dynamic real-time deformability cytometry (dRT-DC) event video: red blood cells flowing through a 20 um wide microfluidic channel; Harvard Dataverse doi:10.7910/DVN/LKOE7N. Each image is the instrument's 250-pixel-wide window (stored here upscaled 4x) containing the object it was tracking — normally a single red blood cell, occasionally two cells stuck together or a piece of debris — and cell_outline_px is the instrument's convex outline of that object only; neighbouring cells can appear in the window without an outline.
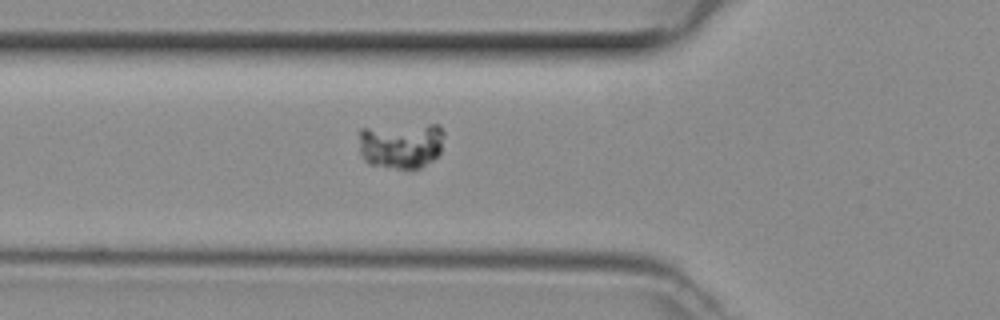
{"species": "common noctule bat (a hibernating species)", "species_latin": "Nyctalus noctula", "temperature_condition": "room temperature", "stored_images_in_passage": 35, "camera_frame_rate_fps": 3000, "um_per_image_px": 0.085, "animal": {"sex": "female", "body_mass_g": 29.2, "forearm_length_mm": 56.3}, "frame": {"image": 1, "passage_image": 6, "time_ms": 1.667, "image_size_px": [1000, 320], "cell_outline_px": [[444, 136], [440, 152], [432, 160], [420, 168], [412, 172], [368, 164], [364, 160], [360, 152], [360, 128], [428, 124], [440, 124], [444, 132]], "centroid_in_image_um": [34.11, 12.38], "position_along_channel_um": 91.7, "area_um2": 23.47}}
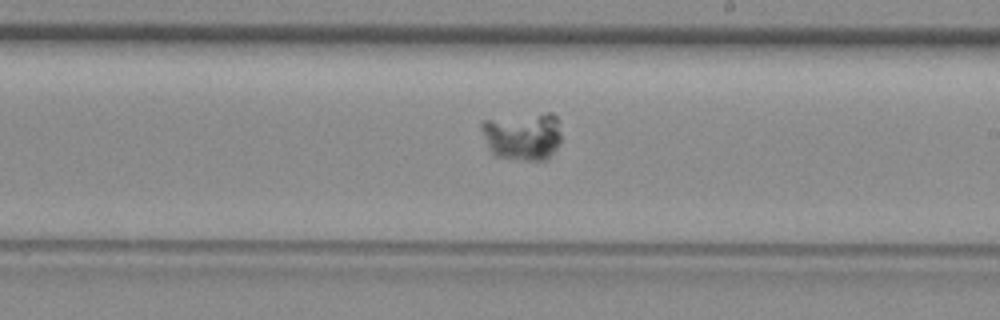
{"frame": {"image": 2, "passage_image": 17, "time_ms": 5.333, "image_size_px": [1000, 320], "cell_outline_px": [[560, 144], [548, 160], [524, 160], [496, 156], [488, 148], [480, 128], [480, 124], [484, 120], [544, 112], [552, 112], [560, 120]], "centroid_in_image_um": [44.47, 11.56], "position_along_channel_um": 244.5, "area_um2": 22.66}}
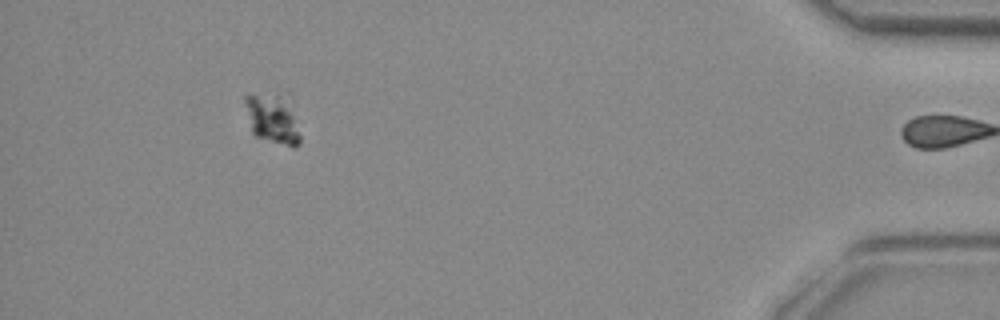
{"frame": {"image": 3, "passage_image": 34, "time_ms": 11.0, "image_size_px": [1000, 320], "cell_outline_px": [[300, 144], [292, 148], [256, 136], [252, 132], [244, 104], [244, 96], [248, 92], [280, 96], [292, 116], [300, 136]], "centroid_in_image_um": [23.06, 10.14], "position_along_channel_um": 412.1, "area_um2": 15.14}}